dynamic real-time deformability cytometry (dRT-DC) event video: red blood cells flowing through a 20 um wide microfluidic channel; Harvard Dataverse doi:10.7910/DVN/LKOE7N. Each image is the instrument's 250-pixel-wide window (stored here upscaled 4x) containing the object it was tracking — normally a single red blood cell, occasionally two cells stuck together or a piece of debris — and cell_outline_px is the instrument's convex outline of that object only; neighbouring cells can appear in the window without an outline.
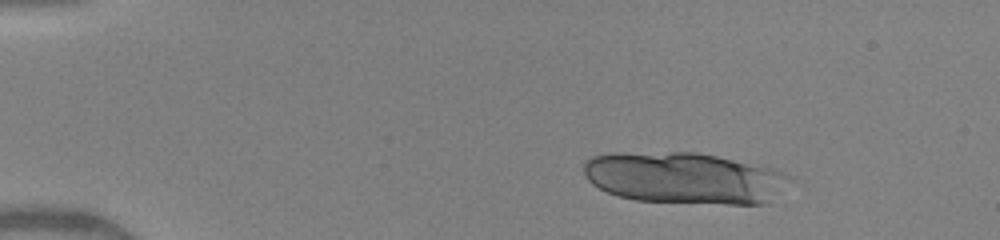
{"species": "human", "species_latin": "Homo sapiens", "temperature_condition": "warm", "stored_images_in_passage": 32, "camera_frame_rate_fps": 3000, "um_per_image_px": 0.085, "donor": {"sex": "female"}, "frame": {"image": 1, "passage_image": 6, "time_ms": 1.667, "image_size_px": [1000, 240], "cell_outline_px": [[792, 180], [768, 204], [728, 204], [636, 200], [620, 196], [608, 192], [592, 184], [588, 180], [584, 172], [584, 160], [592, 156], [612, 152], [696, 152], [716, 156], [772, 168], [792, 176]], "centroid_in_image_um": [58.17, 15.12], "position_along_channel_um": 26.8, "area_um2": 62.02}}
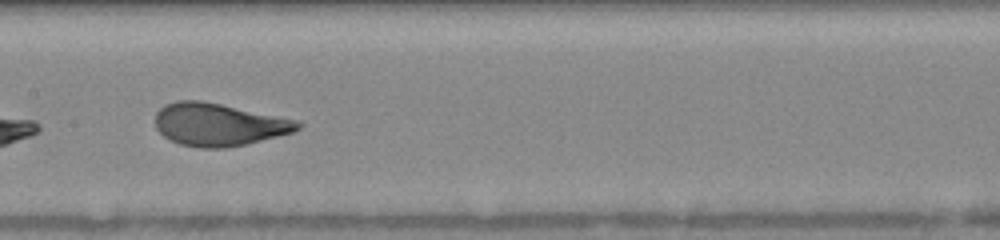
{"frame": {"image": 2, "passage_image": 25, "time_ms": 8.0, "image_size_px": [1000, 240], "cell_outline_px": [[304, 124], [300, 128], [292, 132], [244, 144], [224, 148], [200, 148], [180, 144], [164, 136], [156, 128], [156, 112], [164, 104], [176, 100], [200, 100], [220, 104], [296, 120]], "centroid_in_image_um": [18.54, 10.58], "position_along_channel_um": 188.9, "area_um2": 34.97}}